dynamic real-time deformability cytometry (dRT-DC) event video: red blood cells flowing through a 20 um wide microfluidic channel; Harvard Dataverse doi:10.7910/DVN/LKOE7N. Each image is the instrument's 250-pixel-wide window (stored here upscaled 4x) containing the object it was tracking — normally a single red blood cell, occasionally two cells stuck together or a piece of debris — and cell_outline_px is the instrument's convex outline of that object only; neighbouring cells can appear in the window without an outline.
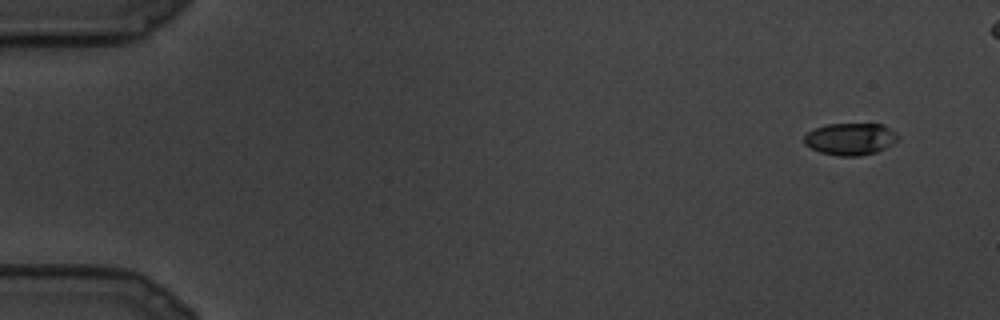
{"species": "common noctule bat (a hibernating species)", "species_latin": "Nyctalus noctula", "temperature_condition": "cold", "stored_images_in_passage": 13, "camera_frame_rate_fps": 3000, "um_per_image_px": 0.085, "animal": {"sex": "male", "body_mass_g": 19.5, "forearm_length_mm": 54.6}, "frame": {"image": 1, "passage_image": 1, "time_ms": 0.0, "image_size_px": [1000, 320], "cell_outline_px": [[900, 140], [876, 152], [860, 156], [840, 156], [820, 152], [804, 144], [804, 136], [808, 132], [816, 128], [828, 124], [884, 124], [896, 132], [900, 136]], "centroid_in_image_um": [72.32, 11.81], "position_along_channel_um": 12.7, "area_um2": 17.57}}
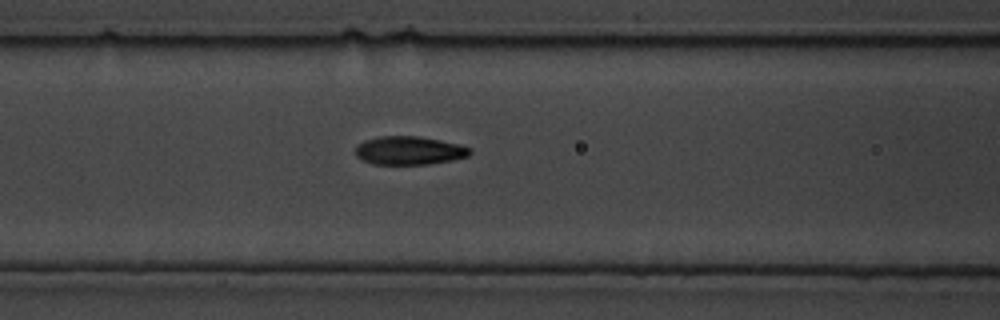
{"frame": {"image": 2, "passage_image": 11, "time_ms": 3.333, "image_size_px": [1000, 320], "cell_outline_px": [[472, 152], [468, 156], [452, 160], [428, 164], [372, 164], [360, 160], [356, 156], [356, 144], [364, 140], [380, 136], [420, 136], [460, 144], [472, 148]], "centroid_in_image_um": [34.77, 12.79], "position_along_channel_um": 131.8, "area_um2": 19.19}}
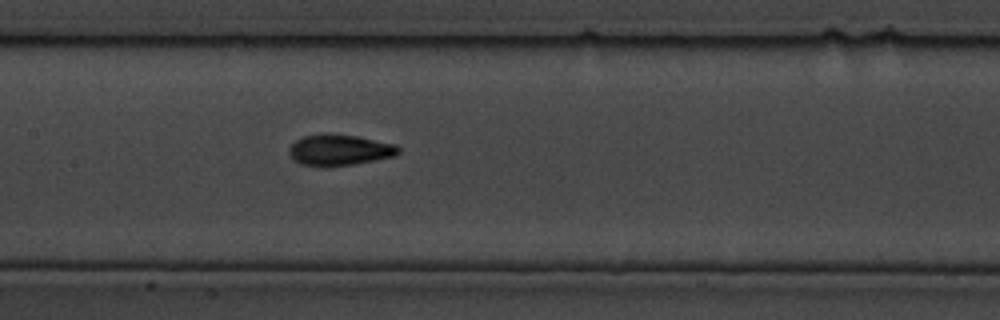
{"frame": {"image": 3, "passage_image": 13, "time_ms": 4.0, "image_size_px": [1000, 320], "cell_outline_px": [[400, 152], [396, 156], [352, 164], [300, 164], [292, 160], [288, 152], [288, 148], [296, 140], [304, 136], [324, 132], [328, 132], [356, 136], [396, 144], [400, 148]], "centroid_in_image_um": [28.86, 12.7], "position_along_channel_um": 178.5, "area_um2": 19.54}}